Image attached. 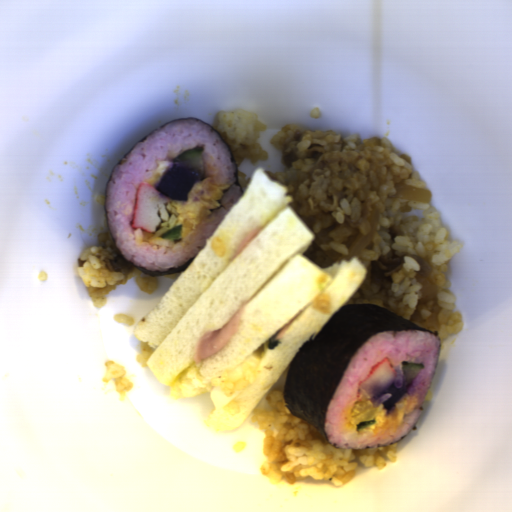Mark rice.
I'll return each instance as SVG.
<instances>
[{
	"instance_id": "obj_1",
	"label": "rice",
	"mask_w": 512,
	"mask_h": 512,
	"mask_svg": "<svg viewBox=\"0 0 512 512\" xmlns=\"http://www.w3.org/2000/svg\"><path fill=\"white\" fill-rule=\"evenodd\" d=\"M269 143L284 169L267 174L286 184L290 206L315 234L302 255L324 268L353 257L366 267L345 305H379L435 332L440 344L460 334L462 314L445 273L463 243L448 240L411 156L385 136L294 123L281 125Z\"/></svg>"
},
{
	"instance_id": "obj_2",
	"label": "rice",
	"mask_w": 512,
	"mask_h": 512,
	"mask_svg": "<svg viewBox=\"0 0 512 512\" xmlns=\"http://www.w3.org/2000/svg\"><path fill=\"white\" fill-rule=\"evenodd\" d=\"M204 146V178H212L223 191L219 208L192 228L180 241H166L161 235L178 226L179 213L168 198L159 209L161 223L156 232L132 228L139 184H149L159 162L174 161L183 151ZM236 165L215 130L201 120L169 122L130 150L112 170L108 182L107 224L117 249L127 262L152 272H167L198 255L241 198L235 183Z\"/></svg>"
},
{
	"instance_id": "obj_3",
	"label": "rice",
	"mask_w": 512,
	"mask_h": 512,
	"mask_svg": "<svg viewBox=\"0 0 512 512\" xmlns=\"http://www.w3.org/2000/svg\"><path fill=\"white\" fill-rule=\"evenodd\" d=\"M271 410H254L249 422L264 434V478L288 485L313 479L345 486L364 467L384 468L386 461L399 459V440L375 449H348L332 446L312 424L292 414L284 392L271 390L265 397Z\"/></svg>"
},
{
	"instance_id": "obj_4",
	"label": "rice",
	"mask_w": 512,
	"mask_h": 512,
	"mask_svg": "<svg viewBox=\"0 0 512 512\" xmlns=\"http://www.w3.org/2000/svg\"><path fill=\"white\" fill-rule=\"evenodd\" d=\"M440 354L439 339L423 330L384 331L372 335L351 358L327 408L324 430L329 443L337 448L376 449L402 439L417 420L435 375ZM387 358L397 375L392 384L402 388L401 362H417L424 365L422 372L412 382L406 394L417 400L410 413L404 415L397 429L379 433L360 434L351 423L349 414L357 401L358 385L364 381L372 367Z\"/></svg>"
},
{
	"instance_id": "obj_5",
	"label": "rice",
	"mask_w": 512,
	"mask_h": 512,
	"mask_svg": "<svg viewBox=\"0 0 512 512\" xmlns=\"http://www.w3.org/2000/svg\"><path fill=\"white\" fill-rule=\"evenodd\" d=\"M99 245L84 249L77 257L75 267L78 276L86 286L96 306L108 304V293L119 284H125L134 278L137 287L146 294L156 292L158 276L142 273L119 254L109 232L99 233Z\"/></svg>"
},
{
	"instance_id": "obj_6",
	"label": "rice",
	"mask_w": 512,
	"mask_h": 512,
	"mask_svg": "<svg viewBox=\"0 0 512 512\" xmlns=\"http://www.w3.org/2000/svg\"><path fill=\"white\" fill-rule=\"evenodd\" d=\"M211 127L222 137L238 167L243 161L252 164L267 161L268 153L258 142L268 124L260 122L255 111L243 108L216 112Z\"/></svg>"
},
{
	"instance_id": "obj_7",
	"label": "rice",
	"mask_w": 512,
	"mask_h": 512,
	"mask_svg": "<svg viewBox=\"0 0 512 512\" xmlns=\"http://www.w3.org/2000/svg\"><path fill=\"white\" fill-rule=\"evenodd\" d=\"M104 368L106 370V374L102 378V381L105 384L113 382L115 390L120 394V396L127 395L133 390L134 384L132 380L126 376V369L123 365L112 360H107L104 363Z\"/></svg>"
},
{
	"instance_id": "obj_8",
	"label": "rice",
	"mask_w": 512,
	"mask_h": 512,
	"mask_svg": "<svg viewBox=\"0 0 512 512\" xmlns=\"http://www.w3.org/2000/svg\"><path fill=\"white\" fill-rule=\"evenodd\" d=\"M139 341V340H138ZM140 348L137 352V358L139 365L141 368L147 369V360L151 356L154 349L149 347L147 343L139 341Z\"/></svg>"
},
{
	"instance_id": "obj_9",
	"label": "rice",
	"mask_w": 512,
	"mask_h": 512,
	"mask_svg": "<svg viewBox=\"0 0 512 512\" xmlns=\"http://www.w3.org/2000/svg\"><path fill=\"white\" fill-rule=\"evenodd\" d=\"M237 178L242 186V194L244 193V191L247 189V187L249 186V183H250V179H251V176L250 177H247L246 174H244L243 172H241L240 170L237 171Z\"/></svg>"
}]
</instances>
